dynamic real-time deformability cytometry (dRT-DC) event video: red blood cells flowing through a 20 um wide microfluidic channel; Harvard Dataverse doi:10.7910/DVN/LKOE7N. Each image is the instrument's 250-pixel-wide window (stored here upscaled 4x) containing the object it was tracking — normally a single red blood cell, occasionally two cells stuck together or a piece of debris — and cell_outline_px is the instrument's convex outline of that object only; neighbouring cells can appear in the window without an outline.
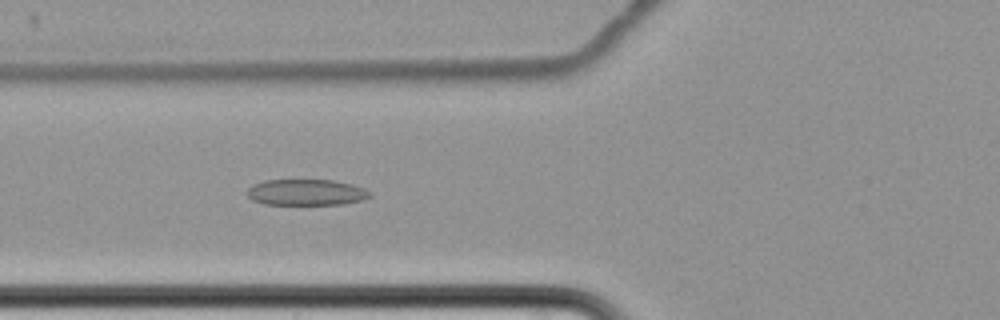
{"species": "common noctule bat (a hibernating species)", "species_latin": "Nyctalus noctula", "temperature_condition": "cold", "stored_images_in_passage": 8, "camera_frame_rate_fps": 3000, "um_per_image_px": 0.085, "animal": {"sex": "female", "body_mass_g": 22.7, "forearm_length_mm": 54.2}, "frame": {"image": 1, "passage_image": 8, "time_ms": 9.333, "image_size_px": [1000, 320], "cell_outline_px": [[372, 196], [364, 200], [344, 204], [264, 204], [252, 200], [248, 196], [248, 188], [252, 184], [264, 180], [332, 180], [352, 184], [364, 188], [372, 192]], "centroid_in_image_um": [26.06, 16.35], "position_along_channel_um": 99.7, "area_um2": 18.79}}